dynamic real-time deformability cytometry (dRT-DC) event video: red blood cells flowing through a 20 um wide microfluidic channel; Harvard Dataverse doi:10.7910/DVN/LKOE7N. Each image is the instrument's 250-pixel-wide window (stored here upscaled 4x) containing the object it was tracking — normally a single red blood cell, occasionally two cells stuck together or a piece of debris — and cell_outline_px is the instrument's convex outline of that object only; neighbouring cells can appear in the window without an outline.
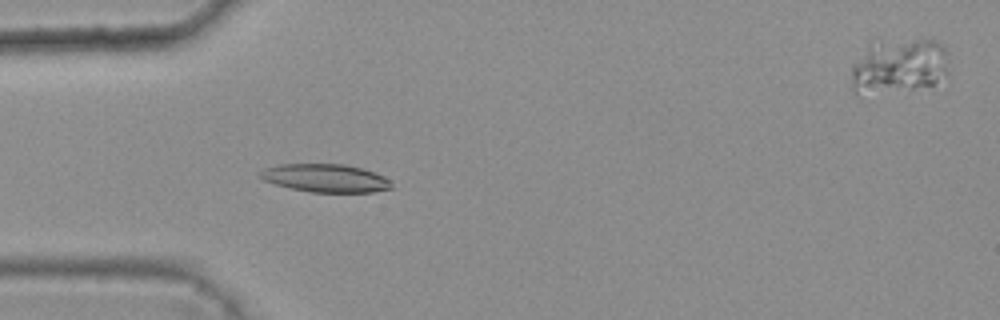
{"species": "common noctule bat (a hibernating species)", "species_latin": "Nyctalus noctula", "temperature_condition": "warm", "stored_images_in_passage": 45, "camera_frame_rate_fps": 3000, "um_per_image_px": 0.085, "animal": {"sex": "female", "body_mass_g": 25.1}, "frame": {"image": 1, "passage_image": 16, "time_ms": 5.0, "image_size_px": [1000, 320], "cell_outline_px": [[392, 188], [372, 192], [312, 192], [292, 188], [276, 184], [264, 180], [260, 176], [260, 172], [264, 168], [280, 164], [344, 164], [364, 168], [392, 180]], "centroid_in_image_um": [27.71, 15.13], "position_along_channel_um": 57.3, "area_um2": 21.44}}
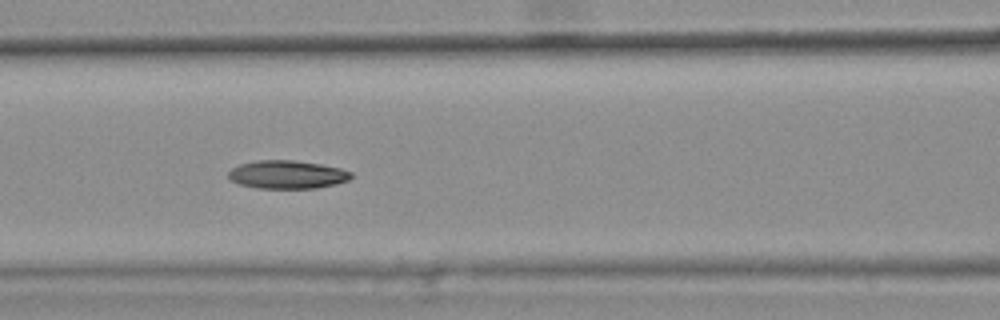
{"frame": {"image": 2, "passage_image": 23, "time_ms": 7.333, "image_size_px": [1000, 320], "cell_outline_px": [[352, 176], [348, 180], [336, 184], [316, 188], [256, 188], [240, 184], [232, 180], [228, 176], [228, 172], [232, 168], [240, 164], [256, 160], [296, 160], [320, 164], [340, 168], [352, 172]], "centroid_in_image_um": [24.42, 14.83], "position_along_channel_um": 142.2, "area_um2": 20.17}}
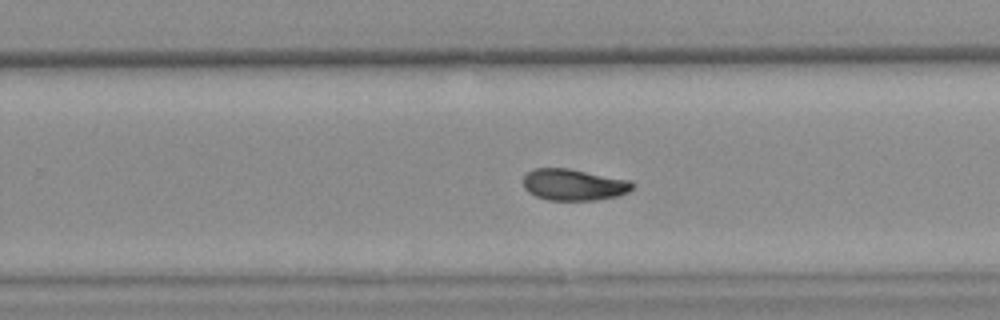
{"frame": {"image": 3, "passage_image": 34, "time_ms": 11.0, "image_size_px": [1000, 320], "cell_outline_px": [[636, 184], [628, 192], [620, 196], [596, 200], [548, 200], [536, 196], [528, 192], [524, 188], [524, 176], [532, 168], [568, 168], [632, 180]], "centroid_in_image_um": [48.81, 15.7], "position_along_channel_um": 281.0, "area_um2": 20.29}, "authors_computed_cell_mechanics": {"area_um2": 20.6924, "velocity_mm_per_s": 3.7985, "shape_relaxation_time_tau1_ms": null, "shape_relaxation_time_tau2_ms": 3.3344, "deformation_change_tau1": null, "deformation_change_tau2": 0.0871}}